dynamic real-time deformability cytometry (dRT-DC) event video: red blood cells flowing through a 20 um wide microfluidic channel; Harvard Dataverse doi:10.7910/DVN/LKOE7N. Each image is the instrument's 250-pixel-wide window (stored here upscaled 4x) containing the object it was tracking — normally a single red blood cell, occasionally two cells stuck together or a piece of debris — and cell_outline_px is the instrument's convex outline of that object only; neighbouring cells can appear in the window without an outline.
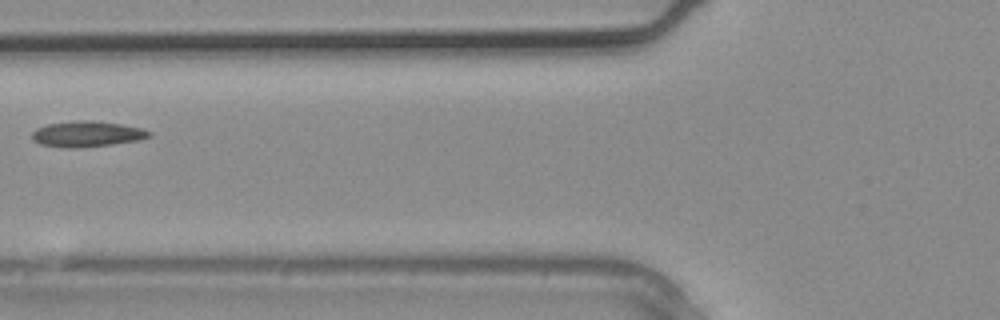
{"species": "common noctule bat (a hibernating species)", "species_latin": "Nyctalus noctula", "temperature_condition": "warm", "stored_images_in_passage": 4, "camera_frame_rate_fps": 3000, "um_per_image_px": 0.085, "animal": {"sex": "male", "body_mass_g": 20.4}, "frame": {"image": 1, "passage_image": 4, "time_ms": 1.0, "image_size_px": [1000, 320], "cell_outline_px": [[152, 136], [140, 140], [112, 144], [80, 148], [68, 148], [40, 144], [32, 140], [32, 132], [36, 128], [48, 124], [88, 120], [92, 120], [120, 124], [144, 128], [152, 132]], "centroid_in_image_um": [7.43, 11.4], "position_along_channel_um": 118.4, "area_um2": 17.57}}